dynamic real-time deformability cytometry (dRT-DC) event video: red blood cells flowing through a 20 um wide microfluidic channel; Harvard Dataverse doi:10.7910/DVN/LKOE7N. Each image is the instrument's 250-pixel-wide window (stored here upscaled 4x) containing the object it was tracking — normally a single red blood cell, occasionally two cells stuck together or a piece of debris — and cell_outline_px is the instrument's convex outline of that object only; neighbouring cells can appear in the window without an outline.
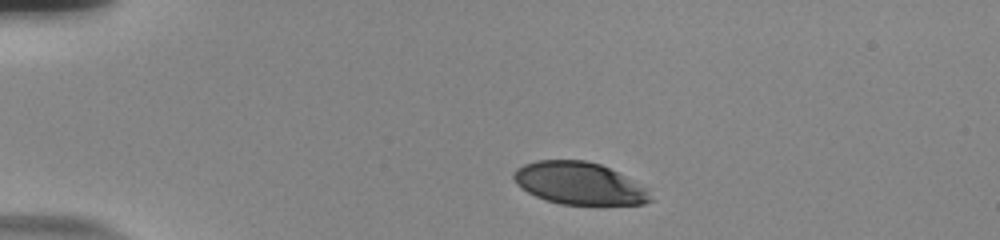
{"species": "human", "species_latin": "Homo sapiens", "temperature_condition": "room temperature", "stored_images_in_passage": 45, "camera_frame_rate_fps": 3000, "um_per_image_px": 0.085, "donor": {"sex": "male"}, "frame": {"image": 1, "passage_image": 1, "time_ms": 0.0, "image_size_px": [1000, 240], "cell_outline_px": [[652, 200], [644, 204], [560, 204], [544, 200], [520, 188], [516, 184], [512, 176], [512, 172], [516, 168], [524, 164], [536, 160], [584, 160], [600, 164], [648, 188]], "centroid_in_image_um": [49.18, 15.58], "position_along_channel_um": 35.8, "area_um2": 33.64}}
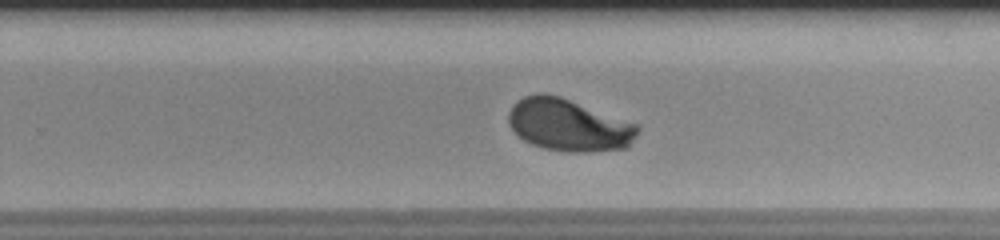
{"frame": {"image": 2, "passage_image": 26, "time_ms": 8.333, "image_size_px": [1000, 240], "cell_outline_px": [[640, 128], [636, 136], [628, 148], [584, 152], [568, 152], [544, 148], [532, 144], [524, 140], [508, 124], [508, 112], [512, 104], [516, 100], [524, 96], [536, 92], [544, 92], [560, 96], [640, 124]], "centroid_in_image_um": [48.35, 10.61], "position_along_channel_um": 281.5, "area_um2": 39.77}}
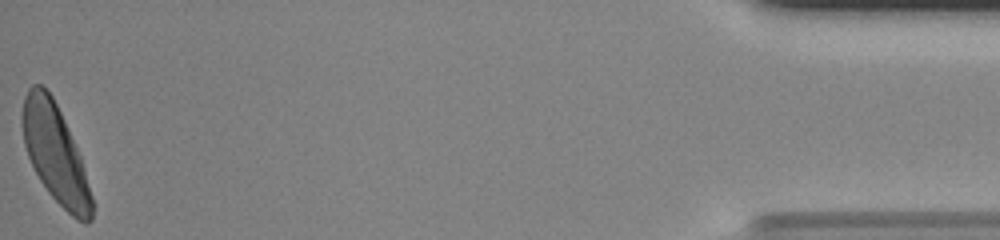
{"frame": {"image": 3, "passage_image": 45, "time_ms": 14.667, "image_size_px": [1000, 240], "cell_outline_px": [[92, 220], [88, 224], [84, 224], [76, 220], [48, 192], [40, 180], [28, 156], [24, 144], [20, 120], [20, 116], [24, 96], [28, 88], [32, 84], [40, 84], [52, 96], [64, 120], [80, 156], [92, 196]], "centroid_in_image_um": [4.67, 13.05], "position_along_channel_um": 430.5, "area_um2": 39.42}, "authors_computed_cell_mechanics": {"area_um2": 39.0728, "velocity_mm_per_s": 3.6828, "shape_relaxation_time_tau1_ms": 2.9354, "shape_relaxation_time_tau2_ms": null, "deformation_change_tau1": 0.1617, "deformation_change_tau2": null}}